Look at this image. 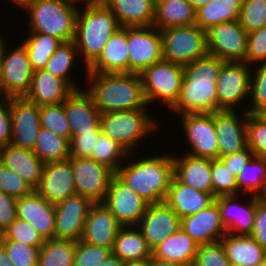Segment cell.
I'll return each instance as SVG.
<instances>
[{"instance_id":"6da1fadb","label":"cell","mask_w":266,"mask_h":266,"mask_svg":"<svg viewBox=\"0 0 266 266\" xmlns=\"http://www.w3.org/2000/svg\"><path fill=\"white\" fill-rule=\"evenodd\" d=\"M225 62L208 54L183 66L180 95L171 108L174 115L218 111L216 83Z\"/></svg>"},{"instance_id":"7a4b0ae2","label":"cell","mask_w":266,"mask_h":266,"mask_svg":"<svg viewBox=\"0 0 266 266\" xmlns=\"http://www.w3.org/2000/svg\"><path fill=\"white\" fill-rule=\"evenodd\" d=\"M85 91L92 97L101 114L149 109L140 74L85 72ZM87 79V80H86Z\"/></svg>"},{"instance_id":"3957f363","label":"cell","mask_w":266,"mask_h":266,"mask_svg":"<svg viewBox=\"0 0 266 266\" xmlns=\"http://www.w3.org/2000/svg\"><path fill=\"white\" fill-rule=\"evenodd\" d=\"M132 154L115 174L149 204L163 203L174 176L173 154L142 155L138 159Z\"/></svg>"},{"instance_id":"277c9868","label":"cell","mask_w":266,"mask_h":266,"mask_svg":"<svg viewBox=\"0 0 266 266\" xmlns=\"http://www.w3.org/2000/svg\"><path fill=\"white\" fill-rule=\"evenodd\" d=\"M82 8L80 6L77 13L73 41L87 72V68L99 57L111 35L121 26L101 0Z\"/></svg>"},{"instance_id":"5b68a950","label":"cell","mask_w":266,"mask_h":266,"mask_svg":"<svg viewBox=\"0 0 266 266\" xmlns=\"http://www.w3.org/2000/svg\"><path fill=\"white\" fill-rule=\"evenodd\" d=\"M79 7L62 0H34L24 8L27 32L50 35L62 43L73 41Z\"/></svg>"},{"instance_id":"8992f818","label":"cell","mask_w":266,"mask_h":266,"mask_svg":"<svg viewBox=\"0 0 266 266\" xmlns=\"http://www.w3.org/2000/svg\"><path fill=\"white\" fill-rule=\"evenodd\" d=\"M152 116L150 109L103 113L100 117L101 133L116 141L129 154H134L143 139L160 130L158 119Z\"/></svg>"},{"instance_id":"52a82bcc","label":"cell","mask_w":266,"mask_h":266,"mask_svg":"<svg viewBox=\"0 0 266 266\" xmlns=\"http://www.w3.org/2000/svg\"><path fill=\"white\" fill-rule=\"evenodd\" d=\"M140 77L148 106L159 100L169 110L176 104L184 78L182 65L161 60L145 69Z\"/></svg>"},{"instance_id":"ba28073f","label":"cell","mask_w":266,"mask_h":266,"mask_svg":"<svg viewBox=\"0 0 266 266\" xmlns=\"http://www.w3.org/2000/svg\"><path fill=\"white\" fill-rule=\"evenodd\" d=\"M163 60L185 66L208 55L207 33L196 24L160 30Z\"/></svg>"},{"instance_id":"9c48e42d","label":"cell","mask_w":266,"mask_h":266,"mask_svg":"<svg viewBox=\"0 0 266 266\" xmlns=\"http://www.w3.org/2000/svg\"><path fill=\"white\" fill-rule=\"evenodd\" d=\"M8 47L5 43L2 50L0 96L25 97L29 92L34 70L22 43L11 50Z\"/></svg>"},{"instance_id":"30bf717a","label":"cell","mask_w":266,"mask_h":266,"mask_svg":"<svg viewBox=\"0 0 266 266\" xmlns=\"http://www.w3.org/2000/svg\"><path fill=\"white\" fill-rule=\"evenodd\" d=\"M252 66L243 61H226L216 83L218 111H236L248 100ZM237 106V107H236Z\"/></svg>"},{"instance_id":"8fae6325","label":"cell","mask_w":266,"mask_h":266,"mask_svg":"<svg viewBox=\"0 0 266 266\" xmlns=\"http://www.w3.org/2000/svg\"><path fill=\"white\" fill-rule=\"evenodd\" d=\"M183 135L189 148L186 154L197 158H218V143L214 116L211 113H187L178 115ZM189 149V150H188Z\"/></svg>"},{"instance_id":"7c38bea8","label":"cell","mask_w":266,"mask_h":266,"mask_svg":"<svg viewBox=\"0 0 266 266\" xmlns=\"http://www.w3.org/2000/svg\"><path fill=\"white\" fill-rule=\"evenodd\" d=\"M129 73L141 74L163 60L160 30L154 26L127 27Z\"/></svg>"},{"instance_id":"4fadbf2b","label":"cell","mask_w":266,"mask_h":266,"mask_svg":"<svg viewBox=\"0 0 266 266\" xmlns=\"http://www.w3.org/2000/svg\"><path fill=\"white\" fill-rule=\"evenodd\" d=\"M76 194L103 203L115 172L92 158L71 157Z\"/></svg>"},{"instance_id":"5bb4252c","label":"cell","mask_w":266,"mask_h":266,"mask_svg":"<svg viewBox=\"0 0 266 266\" xmlns=\"http://www.w3.org/2000/svg\"><path fill=\"white\" fill-rule=\"evenodd\" d=\"M206 33L209 55L224 61H245L248 33L239 20L216 24Z\"/></svg>"},{"instance_id":"9a60e30c","label":"cell","mask_w":266,"mask_h":266,"mask_svg":"<svg viewBox=\"0 0 266 266\" xmlns=\"http://www.w3.org/2000/svg\"><path fill=\"white\" fill-rule=\"evenodd\" d=\"M103 204L122 226H137L149 205L116 174L111 179Z\"/></svg>"},{"instance_id":"2e32d148","label":"cell","mask_w":266,"mask_h":266,"mask_svg":"<svg viewBox=\"0 0 266 266\" xmlns=\"http://www.w3.org/2000/svg\"><path fill=\"white\" fill-rule=\"evenodd\" d=\"M11 144L34 150L40 132V106L25 97H11Z\"/></svg>"},{"instance_id":"e0dca14e","label":"cell","mask_w":266,"mask_h":266,"mask_svg":"<svg viewBox=\"0 0 266 266\" xmlns=\"http://www.w3.org/2000/svg\"><path fill=\"white\" fill-rule=\"evenodd\" d=\"M93 205L91 200L78 194L55 204L54 239L80 241Z\"/></svg>"},{"instance_id":"ac0fdd59","label":"cell","mask_w":266,"mask_h":266,"mask_svg":"<svg viewBox=\"0 0 266 266\" xmlns=\"http://www.w3.org/2000/svg\"><path fill=\"white\" fill-rule=\"evenodd\" d=\"M218 143V158L234 154L247 147L246 122L248 112L221 110L211 113Z\"/></svg>"},{"instance_id":"d6986e66","label":"cell","mask_w":266,"mask_h":266,"mask_svg":"<svg viewBox=\"0 0 266 266\" xmlns=\"http://www.w3.org/2000/svg\"><path fill=\"white\" fill-rule=\"evenodd\" d=\"M245 196L239 194L215 197L221 221L229 234L251 235L252 233L256 216V196L248 194ZM239 199L244 200L241 203Z\"/></svg>"},{"instance_id":"ffe728a7","label":"cell","mask_w":266,"mask_h":266,"mask_svg":"<svg viewBox=\"0 0 266 266\" xmlns=\"http://www.w3.org/2000/svg\"><path fill=\"white\" fill-rule=\"evenodd\" d=\"M137 227L152 251L181 228V218L165 202L149 204Z\"/></svg>"},{"instance_id":"44dd1931","label":"cell","mask_w":266,"mask_h":266,"mask_svg":"<svg viewBox=\"0 0 266 266\" xmlns=\"http://www.w3.org/2000/svg\"><path fill=\"white\" fill-rule=\"evenodd\" d=\"M35 191L53 204L75 195L71 157L65 161L45 163L43 175Z\"/></svg>"},{"instance_id":"7402d4cb","label":"cell","mask_w":266,"mask_h":266,"mask_svg":"<svg viewBox=\"0 0 266 266\" xmlns=\"http://www.w3.org/2000/svg\"><path fill=\"white\" fill-rule=\"evenodd\" d=\"M63 103L71 131L70 141L75 136L91 133L100 125L101 112L84 88L74 91Z\"/></svg>"},{"instance_id":"603a6c76","label":"cell","mask_w":266,"mask_h":266,"mask_svg":"<svg viewBox=\"0 0 266 266\" xmlns=\"http://www.w3.org/2000/svg\"><path fill=\"white\" fill-rule=\"evenodd\" d=\"M16 215L30 223L44 240L54 239L55 204L46 201L35 190L17 199Z\"/></svg>"},{"instance_id":"cb8c5ba5","label":"cell","mask_w":266,"mask_h":266,"mask_svg":"<svg viewBox=\"0 0 266 266\" xmlns=\"http://www.w3.org/2000/svg\"><path fill=\"white\" fill-rule=\"evenodd\" d=\"M181 228L198 244L220 241L227 234L216 200L198 213L183 217Z\"/></svg>"},{"instance_id":"d4e9b609","label":"cell","mask_w":266,"mask_h":266,"mask_svg":"<svg viewBox=\"0 0 266 266\" xmlns=\"http://www.w3.org/2000/svg\"><path fill=\"white\" fill-rule=\"evenodd\" d=\"M122 225L103 203L92 206L86 218L81 241L113 249L116 235Z\"/></svg>"},{"instance_id":"484cf974","label":"cell","mask_w":266,"mask_h":266,"mask_svg":"<svg viewBox=\"0 0 266 266\" xmlns=\"http://www.w3.org/2000/svg\"><path fill=\"white\" fill-rule=\"evenodd\" d=\"M74 91L64 79L45 69H38L33 72L25 98L41 107L63 103Z\"/></svg>"},{"instance_id":"4316f807","label":"cell","mask_w":266,"mask_h":266,"mask_svg":"<svg viewBox=\"0 0 266 266\" xmlns=\"http://www.w3.org/2000/svg\"><path fill=\"white\" fill-rule=\"evenodd\" d=\"M127 27H119L104 46L99 57L87 68V72L129 73Z\"/></svg>"},{"instance_id":"83f0119b","label":"cell","mask_w":266,"mask_h":266,"mask_svg":"<svg viewBox=\"0 0 266 266\" xmlns=\"http://www.w3.org/2000/svg\"><path fill=\"white\" fill-rule=\"evenodd\" d=\"M0 162L16 172L34 190L38 187L45 163L32 150L7 144L0 147Z\"/></svg>"},{"instance_id":"f1b7e54d","label":"cell","mask_w":266,"mask_h":266,"mask_svg":"<svg viewBox=\"0 0 266 266\" xmlns=\"http://www.w3.org/2000/svg\"><path fill=\"white\" fill-rule=\"evenodd\" d=\"M214 201L215 196L212 193L193 189L173 176L164 202L182 219L198 213Z\"/></svg>"},{"instance_id":"f546056e","label":"cell","mask_w":266,"mask_h":266,"mask_svg":"<svg viewBox=\"0 0 266 266\" xmlns=\"http://www.w3.org/2000/svg\"><path fill=\"white\" fill-rule=\"evenodd\" d=\"M182 154L173 155L174 176L193 189L212 193L211 159Z\"/></svg>"},{"instance_id":"4dcf8cb0","label":"cell","mask_w":266,"mask_h":266,"mask_svg":"<svg viewBox=\"0 0 266 266\" xmlns=\"http://www.w3.org/2000/svg\"><path fill=\"white\" fill-rule=\"evenodd\" d=\"M121 27L152 26L155 0H101Z\"/></svg>"},{"instance_id":"1f68e13d","label":"cell","mask_w":266,"mask_h":266,"mask_svg":"<svg viewBox=\"0 0 266 266\" xmlns=\"http://www.w3.org/2000/svg\"><path fill=\"white\" fill-rule=\"evenodd\" d=\"M220 241L230 263L255 266L266 259V251L250 235L227 233Z\"/></svg>"},{"instance_id":"d6a6232c","label":"cell","mask_w":266,"mask_h":266,"mask_svg":"<svg viewBox=\"0 0 266 266\" xmlns=\"http://www.w3.org/2000/svg\"><path fill=\"white\" fill-rule=\"evenodd\" d=\"M196 9L187 0H155L152 26L158 30L194 25Z\"/></svg>"},{"instance_id":"836d02e7","label":"cell","mask_w":266,"mask_h":266,"mask_svg":"<svg viewBox=\"0 0 266 266\" xmlns=\"http://www.w3.org/2000/svg\"><path fill=\"white\" fill-rule=\"evenodd\" d=\"M198 245L180 228L152 250V257L192 266Z\"/></svg>"},{"instance_id":"e575fe53","label":"cell","mask_w":266,"mask_h":266,"mask_svg":"<svg viewBox=\"0 0 266 266\" xmlns=\"http://www.w3.org/2000/svg\"><path fill=\"white\" fill-rule=\"evenodd\" d=\"M112 254L124 262L146 260L152 257V251L137 226H122L119 229Z\"/></svg>"},{"instance_id":"d590c367","label":"cell","mask_w":266,"mask_h":266,"mask_svg":"<svg viewBox=\"0 0 266 266\" xmlns=\"http://www.w3.org/2000/svg\"><path fill=\"white\" fill-rule=\"evenodd\" d=\"M243 0H211L196 9L195 24L207 31L216 24L239 20Z\"/></svg>"},{"instance_id":"8d00e7d4","label":"cell","mask_w":266,"mask_h":266,"mask_svg":"<svg viewBox=\"0 0 266 266\" xmlns=\"http://www.w3.org/2000/svg\"><path fill=\"white\" fill-rule=\"evenodd\" d=\"M77 58V61H76ZM79 54L74 41L63 42L52 54L43 69L51 72L53 75L64 79L75 91L83 89L75 82L72 73L73 67L78 62Z\"/></svg>"},{"instance_id":"74e56055","label":"cell","mask_w":266,"mask_h":266,"mask_svg":"<svg viewBox=\"0 0 266 266\" xmlns=\"http://www.w3.org/2000/svg\"><path fill=\"white\" fill-rule=\"evenodd\" d=\"M33 152L44 163L65 161L71 157L70 141L49 129L40 127Z\"/></svg>"},{"instance_id":"f35d334b","label":"cell","mask_w":266,"mask_h":266,"mask_svg":"<svg viewBox=\"0 0 266 266\" xmlns=\"http://www.w3.org/2000/svg\"><path fill=\"white\" fill-rule=\"evenodd\" d=\"M26 35L21 43L28 53L32 69H43L62 42L58 38L37 32H28Z\"/></svg>"},{"instance_id":"ab89813d","label":"cell","mask_w":266,"mask_h":266,"mask_svg":"<svg viewBox=\"0 0 266 266\" xmlns=\"http://www.w3.org/2000/svg\"><path fill=\"white\" fill-rule=\"evenodd\" d=\"M76 241L45 240L38 256V266H73Z\"/></svg>"},{"instance_id":"60d3db41","label":"cell","mask_w":266,"mask_h":266,"mask_svg":"<svg viewBox=\"0 0 266 266\" xmlns=\"http://www.w3.org/2000/svg\"><path fill=\"white\" fill-rule=\"evenodd\" d=\"M241 194L260 197L266 187V159L254 156L237 177Z\"/></svg>"},{"instance_id":"b9f144b4","label":"cell","mask_w":266,"mask_h":266,"mask_svg":"<svg viewBox=\"0 0 266 266\" xmlns=\"http://www.w3.org/2000/svg\"><path fill=\"white\" fill-rule=\"evenodd\" d=\"M249 98L252 106L243 105L248 113L266 114V63L252 65Z\"/></svg>"},{"instance_id":"7bdbcfd3","label":"cell","mask_w":266,"mask_h":266,"mask_svg":"<svg viewBox=\"0 0 266 266\" xmlns=\"http://www.w3.org/2000/svg\"><path fill=\"white\" fill-rule=\"evenodd\" d=\"M128 154L120 144L101 133L96 140L95 154H92L91 158L116 172L123 165Z\"/></svg>"},{"instance_id":"ee69618b","label":"cell","mask_w":266,"mask_h":266,"mask_svg":"<svg viewBox=\"0 0 266 266\" xmlns=\"http://www.w3.org/2000/svg\"><path fill=\"white\" fill-rule=\"evenodd\" d=\"M246 137L253 154L266 159V114H247Z\"/></svg>"},{"instance_id":"f6af8a7d","label":"cell","mask_w":266,"mask_h":266,"mask_svg":"<svg viewBox=\"0 0 266 266\" xmlns=\"http://www.w3.org/2000/svg\"><path fill=\"white\" fill-rule=\"evenodd\" d=\"M211 173L212 194L215 197L241 194L237 187V178L221 159H211Z\"/></svg>"},{"instance_id":"bcb514c9","label":"cell","mask_w":266,"mask_h":266,"mask_svg":"<svg viewBox=\"0 0 266 266\" xmlns=\"http://www.w3.org/2000/svg\"><path fill=\"white\" fill-rule=\"evenodd\" d=\"M41 127L70 141V127L64 110V103L40 107Z\"/></svg>"},{"instance_id":"7dc6e473","label":"cell","mask_w":266,"mask_h":266,"mask_svg":"<svg viewBox=\"0 0 266 266\" xmlns=\"http://www.w3.org/2000/svg\"><path fill=\"white\" fill-rule=\"evenodd\" d=\"M239 22L247 33L266 26V0H243Z\"/></svg>"},{"instance_id":"c3c4849f","label":"cell","mask_w":266,"mask_h":266,"mask_svg":"<svg viewBox=\"0 0 266 266\" xmlns=\"http://www.w3.org/2000/svg\"><path fill=\"white\" fill-rule=\"evenodd\" d=\"M2 240H13L25 245L39 247L45 240L27 221L16 218L2 233Z\"/></svg>"},{"instance_id":"681fc988","label":"cell","mask_w":266,"mask_h":266,"mask_svg":"<svg viewBox=\"0 0 266 266\" xmlns=\"http://www.w3.org/2000/svg\"><path fill=\"white\" fill-rule=\"evenodd\" d=\"M15 266H38L39 247L25 245L13 240L0 243Z\"/></svg>"},{"instance_id":"f907efd6","label":"cell","mask_w":266,"mask_h":266,"mask_svg":"<svg viewBox=\"0 0 266 266\" xmlns=\"http://www.w3.org/2000/svg\"><path fill=\"white\" fill-rule=\"evenodd\" d=\"M112 254V249L77 241L73 266H97Z\"/></svg>"},{"instance_id":"816d5d0a","label":"cell","mask_w":266,"mask_h":266,"mask_svg":"<svg viewBox=\"0 0 266 266\" xmlns=\"http://www.w3.org/2000/svg\"><path fill=\"white\" fill-rule=\"evenodd\" d=\"M0 191L19 199L31 194L34 189L28 185L16 172L0 162Z\"/></svg>"},{"instance_id":"f5cc1de1","label":"cell","mask_w":266,"mask_h":266,"mask_svg":"<svg viewBox=\"0 0 266 266\" xmlns=\"http://www.w3.org/2000/svg\"><path fill=\"white\" fill-rule=\"evenodd\" d=\"M221 241L199 244L192 266H229Z\"/></svg>"},{"instance_id":"db71d44e","label":"cell","mask_w":266,"mask_h":266,"mask_svg":"<svg viewBox=\"0 0 266 266\" xmlns=\"http://www.w3.org/2000/svg\"><path fill=\"white\" fill-rule=\"evenodd\" d=\"M245 63L255 65L266 63V26L248 33Z\"/></svg>"},{"instance_id":"11a10c76","label":"cell","mask_w":266,"mask_h":266,"mask_svg":"<svg viewBox=\"0 0 266 266\" xmlns=\"http://www.w3.org/2000/svg\"><path fill=\"white\" fill-rule=\"evenodd\" d=\"M101 134L100 125L91 133L75 136L70 141L71 157L91 158L95 154L96 140Z\"/></svg>"},{"instance_id":"9f6ffc18","label":"cell","mask_w":266,"mask_h":266,"mask_svg":"<svg viewBox=\"0 0 266 266\" xmlns=\"http://www.w3.org/2000/svg\"><path fill=\"white\" fill-rule=\"evenodd\" d=\"M12 119L10 98L0 96V147L11 143Z\"/></svg>"},{"instance_id":"6f0895ef","label":"cell","mask_w":266,"mask_h":266,"mask_svg":"<svg viewBox=\"0 0 266 266\" xmlns=\"http://www.w3.org/2000/svg\"><path fill=\"white\" fill-rule=\"evenodd\" d=\"M250 236L266 251V203L258 196H256L255 222Z\"/></svg>"},{"instance_id":"680465c9","label":"cell","mask_w":266,"mask_h":266,"mask_svg":"<svg viewBox=\"0 0 266 266\" xmlns=\"http://www.w3.org/2000/svg\"><path fill=\"white\" fill-rule=\"evenodd\" d=\"M17 199L0 191V230L3 231L17 218Z\"/></svg>"},{"instance_id":"91938a15","label":"cell","mask_w":266,"mask_h":266,"mask_svg":"<svg viewBox=\"0 0 266 266\" xmlns=\"http://www.w3.org/2000/svg\"><path fill=\"white\" fill-rule=\"evenodd\" d=\"M253 152L246 147L244 150L230 154L220 158L226 167L231 170V172L237 178L238 175L242 172L245 165L254 157Z\"/></svg>"},{"instance_id":"94428289","label":"cell","mask_w":266,"mask_h":266,"mask_svg":"<svg viewBox=\"0 0 266 266\" xmlns=\"http://www.w3.org/2000/svg\"><path fill=\"white\" fill-rule=\"evenodd\" d=\"M124 265H125L124 261H122L117 256L111 254L106 260H104L97 266H124Z\"/></svg>"},{"instance_id":"6125c7cd","label":"cell","mask_w":266,"mask_h":266,"mask_svg":"<svg viewBox=\"0 0 266 266\" xmlns=\"http://www.w3.org/2000/svg\"><path fill=\"white\" fill-rule=\"evenodd\" d=\"M150 266H188V265L175 263L172 261L155 259V258L151 257L150 258Z\"/></svg>"},{"instance_id":"be15d7a7","label":"cell","mask_w":266,"mask_h":266,"mask_svg":"<svg viewBox=\"0 0 266 266\" xmlns=\"http://www.w3.org/2000/svg\"><path fill=\"white\" fill-rule=\"evenodd\" d=\"M0 266H15L10 258L7 256V253L4 247L0 244Z\"/></svg>"},{"instance_id":"e7e4bbea","label":"cell","mask_w":266,"mask_h":266,"mask_svg":"<svg viewBox=\"0 0 266 266\" xmlns=\"http://www.w3.org/2000/svg\"><path fill=\"white\" fill-rule=\"evenodd\" d=\"M124 266H150V259L128 261V262H125Z\"/></svg>"},{"instance_id":"03108f58","label":"cell","mask_w":266,"mask_h":266,"mask_svg":"<svg viewBox=\"0 0 266 266\" xmlns=\"http://www.w3.org/2000/svg\"><path fill=\"white\" fill-rule=\"evenodd\" d=\"M62 1H66V2L72 3V4L77 5V6H79V4H83V6H86L89 4L96 3L99 0H62Z\"/></svg>"},{"instance_id":"003e7915","label":"cell","mask_w":266,"mask_h":266,"mask_svg":"<svg viewBox=\"0 0 266 266\" xmlns=\"http://www.w3.org/2000/svg\"><path fill=\"white\" fill-rule=\"evenodd\" d=\"M195 9H198L199 7L206 5L211 0H187Z\"/></svg>"},{"instance_id":"a7ac6f4b","label":"cell","mask_w":266,"mask_h":266,"mask_svg":"<svg viewBox=\"0 0 266 266\" xmlns=\"http://www.w3.org/2000/svg\"><path fill=\"white\" fill-rule=\"evenodd\" d=\"M14 5L20 6L23 10L30 2H33L34 0H11Z\"/></svg>"},{"instance_id":"89a4df30","label":"cell","mask_w":266,"mask_h":266,"mask_svg":"<svg viewBox=\"0 0 266 266\" xmlns=\"http://www.w3.org/2000/svg\"><path fill=\"white\" fill-rule=\"evenodd\" d=\"M3 34L0 33V67H1V57H2V50H3V46L6 43V40L4 39V36H2Z\"/></svg>"},{"instance_id":"2644e50d","label":"cell","mask_w":266,"mask_h":266,"mask_svg":"<svg viewBox=\"0 0 266 266\" xmlns=\"http://www.w3.org/2000/svg\"><path fill=\"white\" fill-rule=\"evenodd\" d=\"M260 198L266 203V187H265L263 194L260 196Z\"/></svg>"},{"instance_id":"8c879c8a","label":"cell","mask_w":266,"mask_h":266,"mask_svg":"<svg viewBox=\"0 0 266 266\" xmlns=\"http://www.w3.org/2000/svg\"><path fill=\"white\" fill-rule=\"evenodd\" d=\"M255 266H266V259L263 262L256 264Z\"/></svg>"},{"instance_id":"753ad0ef","label":"cell","mask_w":266,"mask_h":266,"mask_svg":"<svg viewBox=\"0 0 266 266\" xmlns=\"http://www.w3.org/2000/svg\"><path fill=\"white\" fill-rule=\"evenodd\" d=\"M2 237H3L2 231L0 230V243H1Z\"/></svg>"},{"instance_id":"34e18365","label":"cell","mask_w":266,"mask_h":266,"mask_svg":"<svg viewBox=\"0 0 266 266\" xmlns=\"http://www.w3.org/2000/svg\"><path fill=\"white\" fill-rule=\"evenodd\" d=\"M229 266H242V265H237V264L230 263Z\"/></svg>"}]
</instances>
